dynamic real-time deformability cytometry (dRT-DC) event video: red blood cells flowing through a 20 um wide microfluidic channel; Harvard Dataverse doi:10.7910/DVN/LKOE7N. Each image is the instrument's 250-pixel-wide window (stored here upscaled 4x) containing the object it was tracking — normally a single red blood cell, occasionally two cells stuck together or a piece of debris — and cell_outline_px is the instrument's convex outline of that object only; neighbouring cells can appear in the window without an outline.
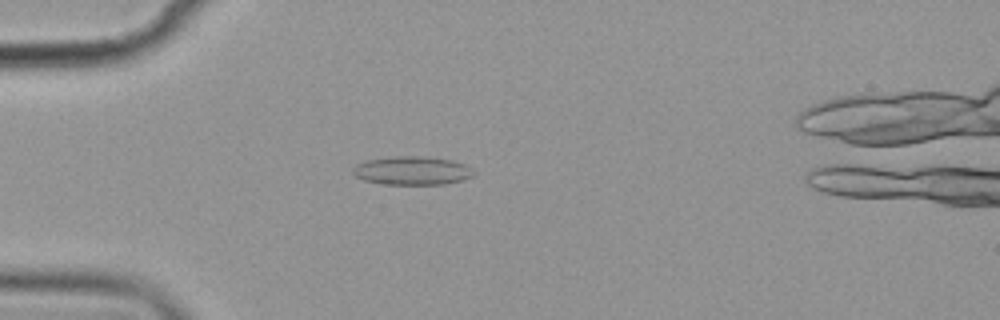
{"species": "common noctule bat (a hibernating species)", "species_latin": "Nyctalus noctula", "temperature_condition": "cold", "stored_images_in_passage": 4, "camera_frame_rate_fps": 3000, "um_per_image_px": 0.085, "animal": {"sex": "female", "body_mass_g": 19.9}, "frame": {"image": 1, "passage_image": 4, "time_ms": 4.333, "image_size_px": [1000, 320], "cell_outline_px": [[476, 172], [472, 176], [464, 180], [444, 184], [384, 184], [364, 180], [356, 176], [352, 172], [352, 168], [356, 164], [368, 160], [392, 156], [424, 156], [452, 160], [464, 164], [472, 168]], "centroid_in_image_um": [35.05, 14.5], "position_along_channel_um": 49.9, "area_um2": 20.17}}